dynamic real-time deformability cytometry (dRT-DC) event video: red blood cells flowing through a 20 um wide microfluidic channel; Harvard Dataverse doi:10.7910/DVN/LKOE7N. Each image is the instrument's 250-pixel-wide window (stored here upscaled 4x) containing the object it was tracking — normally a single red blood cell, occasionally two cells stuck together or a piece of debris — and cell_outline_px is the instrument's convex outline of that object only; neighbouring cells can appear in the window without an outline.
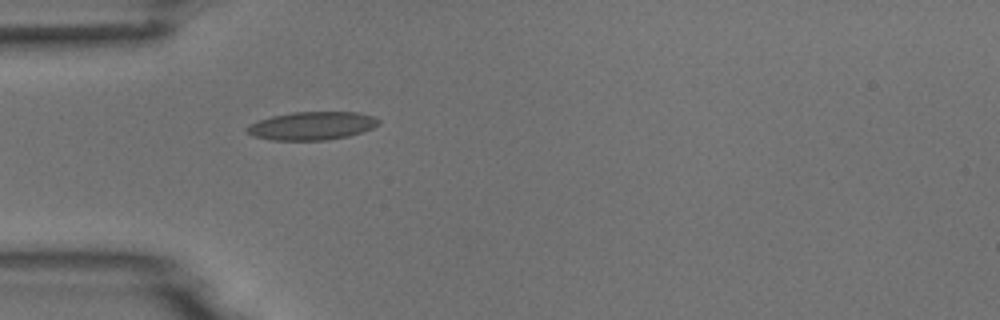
{"species": "common noctule bat (a hibernating species)", "species_latin": "Nyctalus noctula", "temperature_condition": "room temperature", "stored_images_in_passage": 1, "camera_frame_rate_fps": 3000, "um_per_image_px": 0.085, "animal": {"sex": "male", "body_mass_g": 18.8}, "frame": {"image": 1, "passage_image": 1, "time_ms": 0.0, "image_size_px": [1000, 320], "cell_outline_px": [[380, 124], [372, 128], [348, 136], [328, 140], [272, 140], [252, 136], [244, 128], [260, 120], [272, 116], [292, 112], [356, 112], [372, 116], [380, 120]], "centroid_in_image_um": [26.52, 10.69], "position_along_channel_um": 58.5, "area_um2": 21.5}}